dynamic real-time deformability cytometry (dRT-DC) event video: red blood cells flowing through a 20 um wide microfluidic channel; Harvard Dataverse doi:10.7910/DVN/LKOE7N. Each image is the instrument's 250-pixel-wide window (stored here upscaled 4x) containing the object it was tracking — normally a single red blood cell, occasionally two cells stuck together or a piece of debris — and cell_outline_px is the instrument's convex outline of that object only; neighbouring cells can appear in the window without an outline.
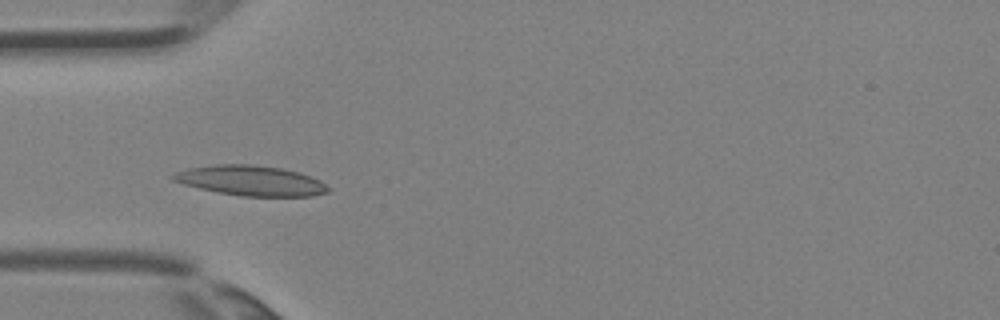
{"species": "Egyptian fruit bat (a non-hibernating species)", "species_latin": "Rousettus aegyptiacus", "temperature_condition": "room temperature", "stored_images_in_passage": 3, "camera_frame_rate_fps": 3000, "um_per_image_px": 0.085, "animal": {"sex": "female"}, "frame": {"image": 1, "passage_image": 2, "time_ms": 0.333, "image_size_px": [1000, 320], "cell_outline_px": [[328, 192], [312, 196], [240, 196], [216, 192], [184, 184], [172, 180], [168, 176], [176, 172], [188, 168], [212, 164], [252, 164], [280, 168], [300, 172], [320, 180], [328, 188]], "centroid_in_image_um": [21.28, 15.34], "position_along_channel_um": 63.7, "area_um2": 27.22}}
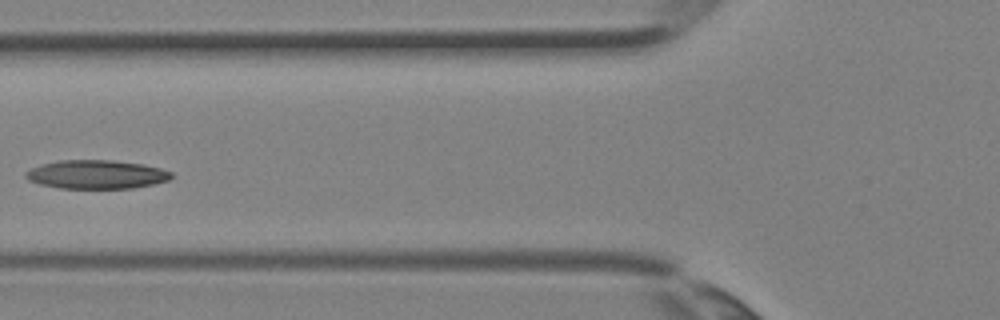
{"frame": {"image": 2, "passage_image": 3, "time_ms": 0.667, "image_size_px": [1000, 320], "cell_outline_px": [[172, 176], [168, 180], [152, 184], [132, 188], [60, 188], [40, 184], [28, 180], [24, 176], [24, 172], [32, 168], [44, 164], [60, 160], [112, 160], [144, 164], [160, 168], [172, 172]], "centroid_in_image_um": [8.19, 14.82], "position_along_channel_um": 117.6, "area_um2": 24.22}}